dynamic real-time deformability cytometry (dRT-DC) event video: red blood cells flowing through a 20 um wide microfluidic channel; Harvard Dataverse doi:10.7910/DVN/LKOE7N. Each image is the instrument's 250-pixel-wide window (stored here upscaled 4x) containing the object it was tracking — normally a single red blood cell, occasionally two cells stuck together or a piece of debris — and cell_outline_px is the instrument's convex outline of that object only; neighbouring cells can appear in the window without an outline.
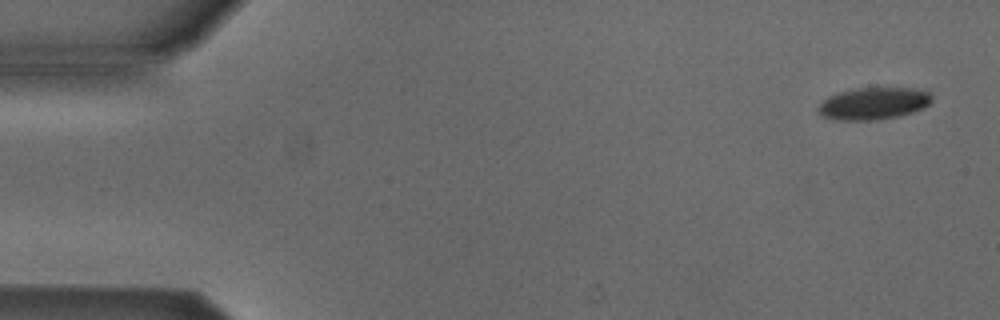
{"species": "Egyptian fruit bat (a non-hibernating species)", "species_latin": "Rousettus aegyptiacus", "temperature_condition": "cold", "stored_images_in_passage": 6, "camera_frame_rate_fps": 3000, "um_per_image_px": 0.085, "animal": {"sex": "male"}, "frame": {"image": 1, "passage_image": 1, "time_ms": 0.0, "image_size_px": [1000, 320], "cell_outline_px": [[932, 100], [924, 108], [900, 116], [872, 120], [836, 120], [820, 116], [816, 108], [828, 96], [840, 92], [856, 88], [912, 88], [928, 92], [932, 96]], "centroid_in_image_um": [74.22, 8.8], "position_along_channel_um": 10.8, "area_um2": 21.27}}
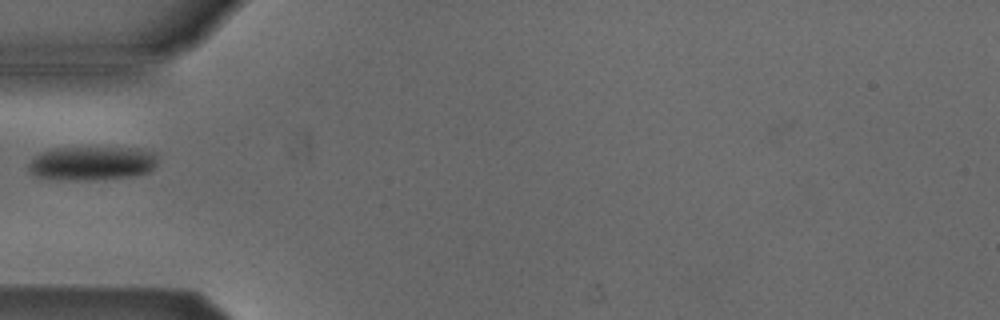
{"frame": {"image": 2, "passage_image": 5, "time_ms": 5.0, "image_size_px": [1000, 320], "cell_outline_px": [[156, 164], [148, 172], [132, 176], [104, 180], [68, 180], [36, 176], [28, 172], [28, 164], [40, 152], [52, 148], [140, 148], [156, 152]], "centroid_in_image_um": [7.82, 13.88], "position_along_channel_um": 77.2, "area_um2": 25.72}}
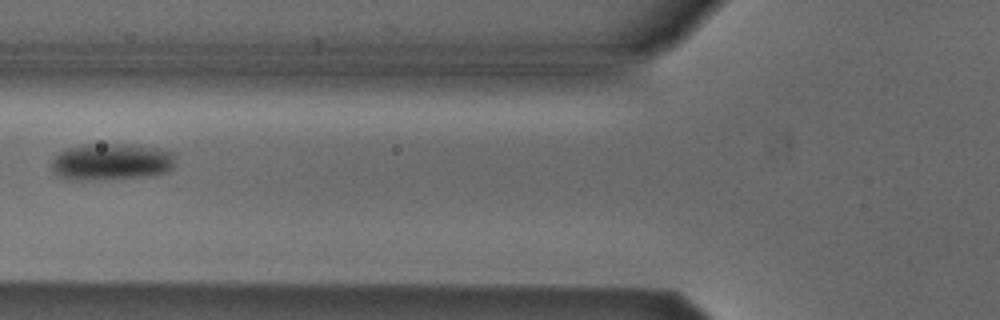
{"frame": {"image": 3, "passage_image": 6, "time_ms": 6.0, "image_size_px": [1000, 320], "cell_outline_px": [[176, 156], [172, 168], [168, 172], [140, 176], [60, 176], [52, 168], [52, 160], [64, 148], [84, 144], [136, 144], [176, 152]], "centroid_in_image_um": [9.58, 13.65], "position_along_channel_um": 116.2, "area_um2": 25.14}}